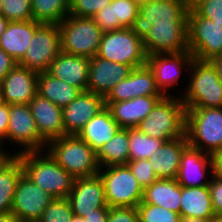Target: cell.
<instances>
[{
  "label": "cell",
  "instance_id": "6da1fadb",
  "mask_svg": "<svg viewBox=\"0 0 222 222\" xmlns=\"http://www.w3.org/2000/svg\"><path fill=\"white\" fill-rule=\"evenodd\" d=\"M45 150L17 154L24 174L53 198H67L75 178Z\"/></svg>",
  "mask_w": 222,
  "mask_h": 222
},
{
  "label": "cell",
  "instance_id": "7a4b0ae2",
  "mask_svg": "<svg viewBox=\"0 0 222 222\" xmlns=\"http://www.w3.org/2000/svg\"><path fill=\"white\" fill-rule=\"evenodd\" d=\"M176 96L172 94L160 99L137 129L165 142L185 136L186 108L181 97Z\"/></svg>",
  "mask_w": 222,
  "mask_h": 222
},
{
  "label": "cell",
  "instance_id": "3957f363",
  "mask_svg": "<svg viewBox=\"0 0 222 222\" xmlns=\"http://www.w3.org/2000/svg\"><path fill=\"white\" fill-rule=\"evenodd\" d=\"M187 88L180 95L186 108H222V81L211 61L194 59Z\"/></svg>",
  "mask_w": 222,
  "mask_h": 222
},
{
  "label": "cell",
  "instance_id": "277c9868",
  "mask_svg": "<svg viewBox=\"0 0 222 222\" xmlns=\"http://www.w3.org/2000/svg\"><path fill=\"white\" fill-rule=\"evenodd\" d=\"M45 151L74 178L98 174L96 152L77 135H65L49 141Z\"/></svg>",
  "mask_w": 222,
  "mask_h": 222
},
{
  "label": "cell",
  "instance_id": "5b68a950",
  "mask_svg": "<svg viewBox=\"0 0 222 222\" xmlns=\"http://www.w3.org/2000/svg\"><path fill=\"white\" fill-rule=\"evenodd\" d=\"M185 135L188 144L215 156L222 151V108L186 110Z\"/></svg>",
  "mask_w": 222,
  "mask_h": 222
},
{
  "label": "cell",
  "instance_id": "8992f818",
  "mask_svg": "<svg viewBox=\"0 0 222 222\" xmlns=\"http://www.w3.org/2000/svg\"><path fill=\"white\" fill-rule=\"evenodd\" d=\"M97 56L133 68L146 65L147 54L141 32L137 28H122L103 33Z\"/></svg>",
  "mask_w": 222,
  "mask_h": 222
},
{
  "label": "cell",
  "instance_id": "52a82bcc",
  "mask_svg": "<svg viewBox=\"0 0 222 222\" xmlns=\"http://www.w3.org/2000/svg\"><path fill=\"white\" fill-rule=\"evenodd\" d=\"M61 51L71 55H97L103 31L93 18L68 15L59 24Z\"/></svg>",
  "mask_w": 222,
  "mask_h": 222
},
{
  "label": "cell",
  "instance_id": "ba28073f",
  "mask_svg": "<svg viewBox=\"0 0 222 222\" xmlns=\"http://www.w3.org/2000/svg\"><path fill=\"white\" fill-rule=\"evenodd\" d=\"M98 174L109 207H137L142 202L143 189L128 165L103 167Z\"/></svg>",
  "mask_w": 222,
  "mask_h": 222
},
{
  "label": "cell",
  "instance_id": "9c48e42d",
  "mask_svg": "<svg viewBox=\"0 0 222 222\" xmlns=\"http://www.w3.org/2000/svg\"><path fill=\"white\" fill-rule=\"evenodd\" d=\"M188 48L200 61H211L222 54V27L211 19L187 12Z\"/></svg>",
  "mask_w": 222,
  "mask_h": 222
},
{
  "label": "cell",
  "instance_id": "30bf717a",
  "mask_svg": "<svg viewBox=\"0 0 222 222\" xmlns=\"http://www.w3.org/2000/svg\"><path fill=\"white\" fill-rule=\"evenodd\" d=\"M61 52L60 30L57 24H42L34 33L24 57L18 65L37 73L45 72Z\"/></svg>",
  "mask_w": 222,
  "mask_h": 222
},
{
  "label": "cell",
  "instance_id": "8fae6325",
  "mask_svg": "<svg viewBox=\"0 0 222 222\" xmlns=\"http://www.w3.org/2000/svg\"><path fill=\"white\" fill-rule=\"evenodd\" d=\"M9 141L20 148L16 154L45 150L47 143L40 137L28 104L9 105L7 142Z\"/></svg>",
  "mask_w": 222,
  "mask_h": 222
},
{
  "label": "cell",
  "instance_id": "7c38bea8",
  "mask_svg": "<svg viewBox=\"0 0 222 222\" xmlns=\"http://www.w3.org/2000/svg\"><path fill=\"white\" fill-rule=\"evenodd\" d=\"M141 37L147 56L189 51L187 23L152 24Z\"/></svg>",
  "mask_w": 222,
  "mask_h": 222
},
{
  "label": "cell",
  "instance_id": "4fadbf2b",
  "mask_svg": "<svg viewBox=\"0 0 222 222\" xmlns=\"http://www.w3.org/2000/svg\"><path fill=\"white\" fill-rule=\"evenodd\" d=\"M53 199L23 174L16 186L11 212L20 222H38Z\"/></svg>",
  "mask_w": 222,
  "mask_h": 222
},
{
  "label": "cell",
  "instance_id": "5bb4252c",
  "mask_svg": "<svg viewBox=\"0 0 222 222\" xmlns=\"http://www.w3.org/2000/svg\"><path fill=\"white\" fill-rule=\"evenodd\" d=\"M195 58L190 51L182 53L155 54L147 56L146 64L152 70L157 88L164 96H171L168 90L179 82L183 69L190 70Z\"/></svg>",
  "mask_w": 222,
  "mask_h": 222
},
{
  "label": "cell",
  "instance_id": "9a60e30c",
  "mask_svg": "<svg viewBox=\"0 0 222 222\" xmlns=\"http://www.w3.org/2000/svg\"><path fill=\"white\" fill-rule=\"evenodd\" d=\"M213 175V156L188 145L181 155L177 183L182 187L209 186Z\"/></svg>",
  "mask_w": 222,
  "mask_h": 222
},
{
  "label": "cell",
  "instance_id": "2e32d148",
  "mask_svg": "<svg viewBox=\"0 0 222 222\" xmlns=\"http://www.w3.org/2000/svg\"><path fill=\"white\" fill-rule=\"evenodd\" d=\"M190 0H148L139 4L137 29L152 24L187 23Z\"/></svg>",
  "mask_w": 222,
  "mask_h": 222
},
{
  "label": "cell",
  "instance_id": "e0dca14e",
  "mask_svg": "<svg viewBox=\"0 0 222 222\" xmlns=\"http://www.w3.org/2000/svg\"><path fill=\"white\" fill-rule=\"evenodd\" d=\"M67 199L75 216L84 217L96 209L109 207L99 174L75 178Z\"/></svg>",
  "mask_w": 222,
  "mask_h": 222
},
{
  "label": "cell",
  "instance_id": "ac0fdd59",
  "mask_svg": "<svg viewBox=\"0 0 222 222\" xmlns=\"http://www.w3.org/2000/svg\"><path fill=\"white\" fill-rule=\"evenodd\" d=\"M106 107L104 96L84 91L62 108L65 135H78L85 124Z\"/></svg>",
  "mask_w": 222,
  "mask_h": 222
},
{
  "label": "cell",
  "instance_id": "d6986e66",
  "mask_svg": "<svg viewBox=\"0 0 222 222\" xmlns=\"http://www.w3.org/2000/svg\"><path fill=\"white\" fill-rule=\"evenodd\" d=\"M138 96H164L157 88L154 74L147 64L133 68L128 77L121 80L104 99L105 102H119Z\"/></svg>",
  "mask_w": 222,
  "mask_h": 222
},
{
  "label": "cell",
  "instance_id": "ffe728a7",
  "mask_svg": "<svg viewBox=\"0 0 222 222\" xmlns=\"http://www.w3.org/2000/svg\"><path fill=\"white\" fill-rule=\"evenodd\" d=\"M38 74L16 65L0 82L1 101L7 104H29L37 94Z\"/></svg>",
  "mask_w": 222,
  "mask_h": 222
},
{
  "label": "cell",
  "instance_id": "44dd1931",
  "mask_svg": "<svg viewBox=\"0 0 222 222\" xmlns=\"http://www.w3.org/2000/svg\"><path fill=\"white\" fill-rule=\"evenodd\" d=\"M132 68L126 64L108 61L97 55L91 58L86 91L106 96Z\"/></svg>",
  "mask_w": 222,
  "mask_h": 222
},
{
  "label": "cell",
  "instance_id": "7402d4cb",
  "mask_svg": "<svg viewBox=\"0 0 222 222\" xmlns=\"http://www.w3.org/2000/svg\"><path fill=\"white\" fill-rule=\"evenodd\" d=\"M40 137L48 143L64 136L62 108L36 94L29 102Z\"/></svg>",
  "mask_w": 222,
  "mask_h": 222
},
{
  "label": "cell",
  "instance_id": "603a6c76",
  "mask_svg": "<svg viewBox=\"0 0 222 222\" xmlns=\"http://www.w3.org/2000/svg\"><path fill=\"white\" fill-rule=\"evenodd\" d=\"M91 57L60 52L50 64L47 72L66 84L86 91Z\"/></svg>",
  "mask_w": 222,
  "mask_h": 222
},
{
  "label": "cell",
  "instance_id": "cb8c5ba5",
  "mask_svg": "<svg viewBox=\"0 0 222 222\" xmlns=\"http://www.w3.org/2000/svg\"><path fill=\"white\" fill-rule=\"evenodd\" d=\"M164 96H138L131 100L105 102L120 128H137L155 104Z\"/></svg>",
  "mask_w": 222,
  "mask_h": 222
},
{
  "label": "cell",
  "instance_id": "d4e9b609",
  "mask_svg": "<svg viewBox=\"0 0 222 222\" xmlns=\"http://www.w3.org/2000/svg\"><path fill=\"white\" fill-rule=\"evenodd\" d=\"M187 137L164 142L148 159L158 179H176L183 150L188 146Z\"/></svg>",
  "mask_w": 222,
  "mask_h": 222
},
{
  "label": "cell",
  "instance_id": "484cf974",
  "mask_svg": "<svg viewBox=\"0 0 222 222\" xmlns=\"http://www.w3.org/2000/svg\"><path fill=\"white\" fill-rule=\"evenodd\" d=\"M42 23L34 20L9 21L0 37V48L19 62L25 55L35 31Z\"/></svg>",
  "mask_w": 222,
  "mask_h": 222
},
{
  "label": "cell",
  "instance_id": "4316f807",
  "mask_svg": "<svg viewBox=\"0 0 222 222\" xmlns=\"http://www.w3.org/2000/svg\"><path fill=\"white\" fill-rule=\"evenodd\" d=\"M119 129V124L113 119L110 110L105 107L85 124L77 136L97 152Z\"/></svg>",
  "mask_w": 222,
  "mask_h": 222
},
{
  "label": "cell",
  "instance_id": "83f0119b",
  "mask_svg": "<svg viewBox=\"0 0 222 222\" xmlns=\"http://www.w3.org/2000/svg\"><path fill=\"white\" fill-rule=\"evenodd\" d=\"M142 203L160 206L180 214L181 186L176 179H157L143 190Z\"/></svg>",
  "mask_w": 222,
  "mask_h": 222
},
{
  "label": "cell",
  "instance_id": "f1b7e54d",
  "mask_svg": "<svg viewBox=\"0 0 222 222\" xmlns=\"http://www.w3.org/2000/svg\"><path fill=\"white\" fill-rule=\"evenodd\" d=\"M214 216L208 186H181L180 217L213 218Z\"/></svg>",
  "mask_w": 222,
  "mask_h": 222
},
{
  "label": "cell",
  "instance_id": "f546056e",
  "mask_svg": "<svg viewBox=\"0 0 222 222\" xmlns=\"http://www.w3.org/2000/svg\"><path fill=\"white\" fill-rule=\"evenodd\" d=\"M82 91L55 78L47 71L38 74L37 94L63 108L77 98Z\"/></svg>",
  "mask_w": 222,
  "mask_h": 222
},
{
  "label": "cell",
  "instance_id": "4dcf8cb0",
  "mask_svg": "<svg viewBox=\"0 0 222 222\" xmlns=\"http://www.w3.org/2000/svg\"><path fill=\"white\" fill-rule=\"evenodd\" d=\"M100 168L127 165L129 161V129L120 128L116 134L96 152Z\"/></svg>",
  "mask_w": 222,
  "mask_h": 222
},
{
  "label": "cell",
  "instance_id": "1f68e13d",
  "mask_svg": "<svg viewBox=\"0 0 222 222\" xmlns=\"http://www.w3.org/2000/svg\"><path fill=\"white\" fill-rule=\"evenodd\" d=\"M70 0H31L33 20L42 24H59L69 15Z\"/></svg>",
  "mask_w": 222,
  "mask_h": 222
},
{
  "label": "cell",
  "instance_id": "d6a6232c",
  "mask_svg": "<svg viewBox=\"0 0 222 222\" xmlns=\"http://www.w3.org/2000/svg\"><path fill=\"white\" fill-rule=\"evenodd\" d=\"M23 174V166L18 158L0 172V214L11 211L16 186Z\"/></svg>",
  "mask_w": 222,
  "mask_h": 222
},
{
  "label": "cell",
  "instance_id": "836d02e7",
  "mask_svg": "<svg viewBox=\"0 0 222 222\" xmlns=\"http://www.w3.org/2000/svg\"><path fill=\"white\" fill-rule=\"evenodd\" d=\"M164 140L149 137L137 128L129 129V160L149 159Z\"/></svg>",
  "mask_w": 222,
  "mask_h": 222
},
{
  "label": "cell",
  "instance_id": "e575fe53",
  "mask_svg": "<svg viewBox=\"0 0 222 222\" xmlns=\"http://www.w3.org/2000/svg\"><path fill=\"white\" fill-rule=\"evenodd\" d=\"M114 21L123 28H137L139 4L132 0H113Z\"/></svg>",
  "mask_w": 222,
  "mask_h": 222
},
{
  "label": "cell",
  "instance_id": "d590c367",
  "mask_svg": "<svg viewBox=\"0 0 222 222\" xmlns=\"http://www.w3.org/2000/svg\"><path fill=\"white\" fill-rule=\"evenodd\" d=\"M139 222H179L180 214L153 204L142 203L136 207Z\"/></svg>",
  "mask_w": 222,
  "mask_h": 222
},
{
  "label": "cell",
  "instance_id": "8d00e7d4",
  "mask_svg": "<svg viewBox=\"0 0 222 222\" xmlns=\"http://www.w3.org/2000/svg\"><path fill=\"white\" fill-rule=\"evenodd\" d=\"M74 213L67 198H54L38 222H71Z\"/></svg>",
  "mask_w": 222,
  "mask_h": 222
},
{
  "label": "cell",
  "instance_id": "74e56055",
  "mask_svg": "<svg viewBox=\"0 0 222 222\" xmlns=\"http://www.w3.org/2000/svg\"><path fill=\"white\" fill-rule=\"evenodd\" d=\"M1 14L9 21L33 20L31 0H3Z\"/></svg>",
  "mask_w": 222,
  "mask_h": 222
},
{
  "label": "cell",
  "instance_id": "f35d334b",
  "mask_svg": "<svg viewBox=\"0 0 222 222\" xmlns=\"http://www.w3.org/2000/svg\"><path fill=\"white\" fill-rule=\"evenodd\" d=\"M189 8L197 16L209 18L222 27V0H190Z\"/></svg>",
  "mask_w": 222,
  "mask_h": 222
},
{
  "label": "cell",
  "instance_id": "ab89813d",
  "mask_svg": "<svg viewBox=\"0 0 222 222\" xmlns=\"http://www.w3.org/2000/svg\"><path fill=\"white\" fill-rule=\"evenodd\" d=\"M112 0H70L69 15L92 18Z\"/></svg>",
  "mask_w": 222,
  "mask_h": 222
},
{
  "label": "cell",
  "instance_id": "60d3db41",
  "mask_svg": "<svg viewBox=\"0 0 222 222\" xmlns=\"http://www.w3.org/2000/svg\"><path fill=\"white\" fill-rule=\"evenodd\" d=\"M127 165L143 190L158 179L148 159L129 160Z\"/></svg>",
  "mask_w": 222,
  "mask_h": 222
},
{
  "label": "cell",
  "instance_id": "b9f144b4",
  "mask_svg": "<svg viewBox=\"0 0 222 222\" xmlns=\"http://www.w3.org/2000/svg\"><path fill=\"white\" fill-rule=\"evenodd\" d=\"M96 25L105 33L122 29L118 21H114L113 0L112 3L98 11L93 17Z\"/></svg>",
  "mask_w": 222,
  "mask_h": 222
},
{
  "label": "cell",
  "instance_id": "7bdbcfd3",
  "mask_svg": "<svg viewBox=\"0 0 222 222\" xmlns=\"http://www.w3.org/2000/svg\"><path fill=\"white\" fill-rule=\"evenodd\" d=\"M107 222H139L136 207H109Z\"/></svg>",
  "mask_w": 222,
  "mask_h": 222
},
{
  "label": "cell",
  "instance_id": "ee69618b",
  "mask_svg": "<svg viewBox=\"0 0 222 222\" xmlns=\"http://www.w3.org/2000/svg\"><path fill=\"white\" fill-rule=\"evenodd\" d=\"M208 187L213 211L215 215H222V179L214 174Z\"/></svg>",
  "mask_w": 222,
  "mask_h": 222
},
{
  "label": "cell",
  "instance_id": "f6af8a7d",
  "mask_svg": "<svg viewBox=\"0 0 222 222\" xmlns=\"http://www.w3.org/2000/svg\"><path fill=\"white\" fill-rule=\"evenodd\" d=\"M9 121V104L0 102V142H7V130ZM6 140V141H5Z\"/></svg>",
  "mask_w": 222,
  "mask_h": 222
},
{
  "label": "cell",
  "instance_id": "bcb514c9",
  "mask_svg": "<svg viewBox=\"0 0 222 222\" xmlns=\"http://www.w3.org/2000/svg\"><path fill=\"white\" fill-rule=\"evenodd\" d=\"M18 64V62L0 48V82Z\"/></svg>",
  "mask_w": 222,
  "mask_h": 222
},
{
  "label": "cell",
  "instance_id": "7dc6e473",
  "mask_svg": "<svg viewBox=\"0 0 222 222\" xmlns=\"http://www.w3.org/2000/svg\"><path fill=\"white\" fill-rule=\"evenodd\" d=\"M109 215V207H103L92 211L84 216V222H107Z\"/></svg>",
  "mask_w": 222,
  "mask_h": 222
},
{
  "label": "cell",
  "instance_id": "c3c4849f",
  "mask_svg": "<svg viewBox=\"0 0 222 222\" xmlns=\"http://www.w3.org/2000/svg\"><path fill=\"white\" fill-rule=\"evenodd\" d=\"M3 143L0 142V172L9 166L16 158L17 154L14 151H6V147H2ZM5 149V150H4ZM12 152L14 154H12ZM11 153V154H10Z\"/></svg>",
  "mask_w": 222,
  "mask_h": 222
},
{
  "label": "cell",
  "instance_id": "681fc988",
  "mask_svg": "<svg viewBox=\"0 0 222 222\" xmlns=\"http://www.w3.org/2000/svg\"><path fill=\"white\" fill-rule=\"evenodd\" d=\"M214 174L222 179V151L213 156Z\"/></svg>",
  "mask_w": 222,
  "mask_h": 222
},
{
  "label": "cell",
  "instance_id": "f907efd6",
  "mask_svg": "<svg viewBox=\"0 0 222 222\" xmlns=\"http://www.w3.org/2000/svg\"><path fill=\"white\" fill-rule=\"evenodd\" d=\"M212 64L216 67L220 80L222 81V54L217 55L211 60Z\"/></svg>",
  "mask_w": 222,
  "mask_h": 222
},
{
  "label": "cell",
  "instance_id": "816d5d0a",
  "mask_svg": "<svg viewBox=\"0 0 222 222\" xmlns=\"http://www.w3.org/2000/svg\"><path fill=\"white\" fill-rule=\"evenodd\" d=\"M0 222H20V220L10 211L0 214Z\"/></svg>",
  "mask_w": 222,
  "mask_h": 222
},
{
  "label": "cell",
  "instance_id": "f5cc1de1",
  "mask_svg": "<svg viewBox=\"0 0 222 222\" xmlns=\"http://www.w3.org/2000/svg\"><path fill=\"white\" fill-rule=\"evenodd\" d=\"M179 222H212V218L181 217Z\"/></svg>",
  "mask_w": 222,
  "mask_h": 222
},
{
  "label": "cell",
  "instance_id": "db71d44e",
  "mask_svg": "<svg viewBox=\"0 0 222 222\" xmlns=\"http://www.w3.org/2000/svg\"><path fill=\"white\" fill-rule=\"evenodd\" d=\"M9 23V20H7L1 13H0V37L5 32L6 27Z\"/></svg>",
  "mask_w": 222,
  "mask_h": 222
},
{
  "label": "cell",
  "instance_id": "11a10c76",
  "mask_svg": "<svg viewBox=\"0 0 222 222\" xmlns=\"http://www.w3.org/2000/svg\"><path fill=\"white\" fill-rule=\"evenodd\" d=\"M71 222H84V218L80 216H73Z\"/></svg>",
  "mask_w": 222,
  "mask_h": 222
},
{
  "label": "cell",
  "instance_id": "9f6ffc18",
  "mask_svg": "<svg viewBox=\"0 0 222 222\" xmlns=\"http://www.w3.org/2000/svg\"><path fill=\"white\" fill-rule=\"evenodd\" d=\"M212 222H222V215H215L212 218Z\"/></svg>",
  "mask_w": 222,
  "mask_h": 222
},
{
  "label": "cell",
  "instance_id": "6f0895ef",
  "mask_svg": "<svg viewBox=\"0 0 222 222\" xmlns=\"http://www.w3.org/2000/svg\"><path fill=\"white\" fill-rule=\"evenodd\" d=\"M132 1H134V2H136L138 4H142L144 2H147L148 0H132Z\"/></svg>",
  "mask_w": 222,
  "mask_h": 222
},
{
  "label": "cell",
  "instance_id": "680465c9",
  "mask_svg": "<svg viewBox=\"0 0 222 222\" xmlns=\"http://www.w3.org/2000/svg\"><path fill=\"white\" fill-rule=\"evenodd\" d=\"M3 0H0V13L2 12Z\"/></svg>",
  "mask_w": 222,
  "mask_h": 222
}]
</instances>
